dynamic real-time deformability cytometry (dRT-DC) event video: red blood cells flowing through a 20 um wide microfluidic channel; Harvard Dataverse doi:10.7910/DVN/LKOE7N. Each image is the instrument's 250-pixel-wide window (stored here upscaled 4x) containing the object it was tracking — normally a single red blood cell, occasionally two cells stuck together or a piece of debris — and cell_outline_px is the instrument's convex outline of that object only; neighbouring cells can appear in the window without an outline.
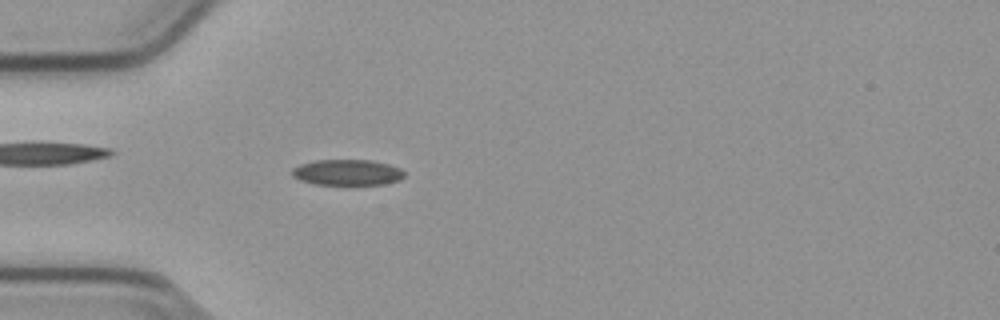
{"species": "common noctule bat (a hibernating species)", "species_latin": "Nyctalus noctula", "temperature_condition": "cold", "stored_images_in_passage": 44, "camera_frame_rate_fps": 3000, "um_per_image_px": 0.085, "animal": {"sex": "male", "body_mass_g": 23.1, "forearm_length_mm": 52.7}, "frame": {"image": 1, "passage_image": 16, "time_ms": 5.0, "image_size_px": [1000, 320], "cell_outline_px": [[404, 176], [400, 180], [384, 184], [312, 184], [300, 180], [292, 176], [292, 168], [300, 164], [316, 160], [372, 160], [388, 164], [400, 168], [404, 172]], "centroid_in_image_um": [29.51, 14.65], "position_along_channel_um": 55.5, "area_um2": 16.88}}
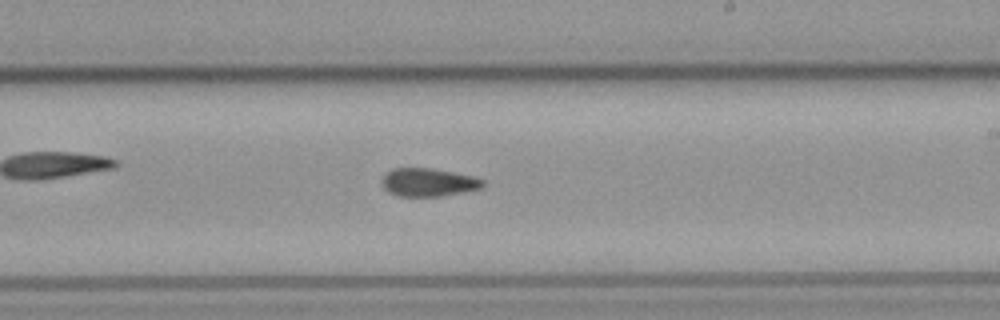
{"frame": {"image": 2, "passage_image": 32, "time_ms": 10.333, "image_size_px": [1000, 320], "cell_outline_px": [[484, 184], [480, 188], [464, 192], [440, 196], [400, 196], [388, 192], [384, 188], [380, 180], [392, 168], [428, 168], [452, 172], [472, 176], [484, 180]], "centroid_in_image_um": [36.38, 15.5], "position_along_channel_um": 252.6, "area_um2": 16.42}}
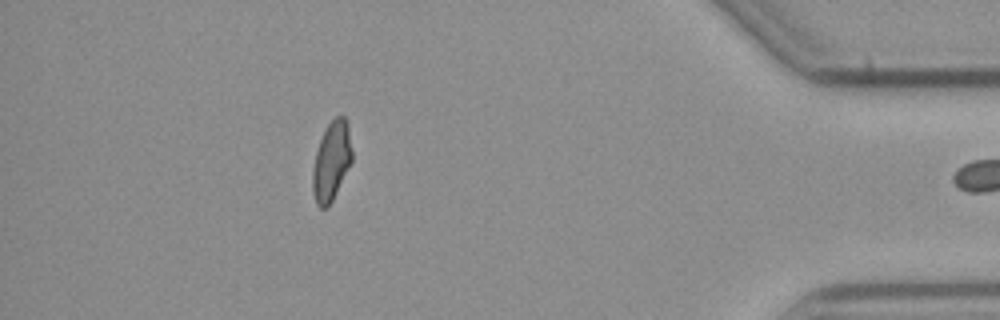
{"frame": {"image": 3, "passage_image": 43, "time_ms": 14.0, "image_size_px": [1000, 320], "cell_outline_px": [[352, 160], [328, 208], [320, 208], [316, 204], [312, 192], [312, 172], [316, 152], [320, 140], [328, 124], [336, 116], [344, 116], [348, 124], [352, 152]], "centroid_in_image_um": [28.16, 13.72], "position_along_channel_um": 407.0, "area_um2": 17.98}}